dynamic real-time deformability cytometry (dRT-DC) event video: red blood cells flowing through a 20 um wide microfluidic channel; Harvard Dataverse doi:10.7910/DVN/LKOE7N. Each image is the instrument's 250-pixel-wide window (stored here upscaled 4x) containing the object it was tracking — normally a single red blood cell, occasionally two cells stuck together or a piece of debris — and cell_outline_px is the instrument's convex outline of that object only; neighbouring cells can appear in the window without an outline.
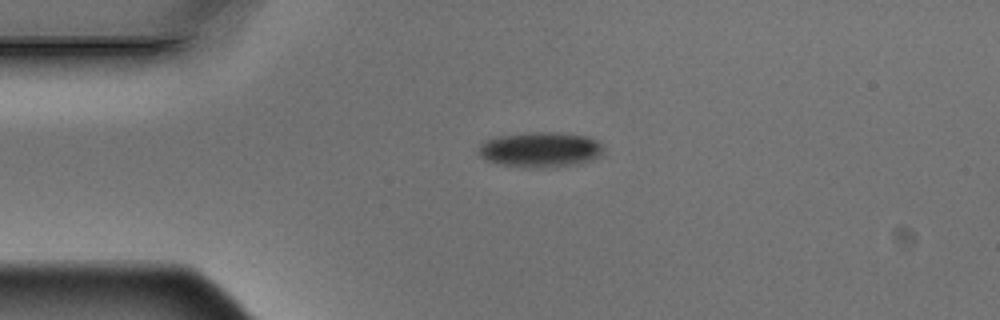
{"species": "Egyptian fruit bat (a non-hibernating species)", "species_latin": "Rousettus aegyptiacus", "temperature_condition": "warm", "stored_images_in_passage": 2, "camera_frame_rate_fps": 3000, "um_per_image_px": 0.085, "animal": {"sex": "male"}, "frame": {"image": 1, "passage_image": 1, "time_ms": 0.0, "image_size_px": [1000, 320], "cell_outline_px": [[604, 152], [600, 156], [580, 164], [556, 168], [536, 168], [504, 164], [488, 160], [480, 156], [480, 144], [484, 140], [500, 136], [532, 132], [560, 132], [588, 136], [596, 140], [604, 148]], "centroid_in_image_um": [46.01, 12.72], "position_along_channel_um": 39.0, "area_um2": 25.72}}